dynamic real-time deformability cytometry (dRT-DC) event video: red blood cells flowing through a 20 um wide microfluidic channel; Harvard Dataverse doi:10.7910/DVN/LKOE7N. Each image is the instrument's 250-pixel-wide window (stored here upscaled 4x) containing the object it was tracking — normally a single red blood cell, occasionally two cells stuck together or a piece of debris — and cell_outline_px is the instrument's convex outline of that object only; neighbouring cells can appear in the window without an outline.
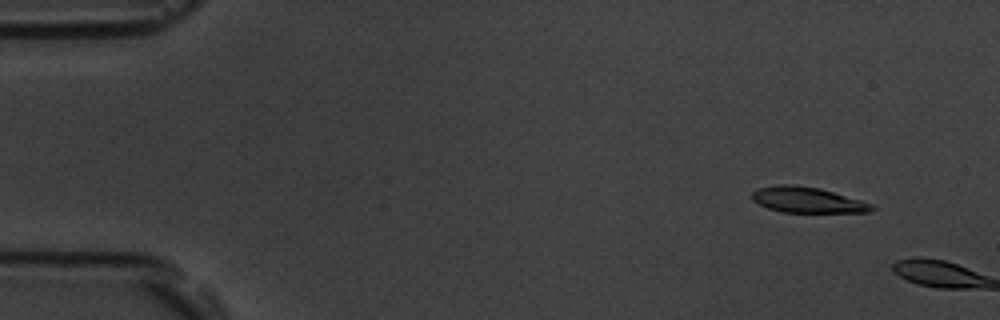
{"species": "common noctule bat (a hibernating species)", "species_latin": "Nyctalus noctula", "temperature_condition": "room temperature", "stored_images_in_passage": 2, "camera_frame_rate_fps": 3000, "um_per_image_px": 0.085, "animal": {"sex": "male", "body_mass_g": 19.5, "forearm_length_mm": 54.6}, "frame": {"image": 1, "passage_image": 1, "time_ms": 0.0, "image_size_px": [1000, 320], "cell_outline_px": [[876, 208], [868, 212], [784, 212], [768, 208], [752, 200], [752, 192], [756, 188], [780, 184], [796, 184], [820, 188], [860, 200], [872, 204]], "centroid_in_image_um": [68.6, 16.98], "position_along_channel_um": 16.4, "area_um2": 17.86}}